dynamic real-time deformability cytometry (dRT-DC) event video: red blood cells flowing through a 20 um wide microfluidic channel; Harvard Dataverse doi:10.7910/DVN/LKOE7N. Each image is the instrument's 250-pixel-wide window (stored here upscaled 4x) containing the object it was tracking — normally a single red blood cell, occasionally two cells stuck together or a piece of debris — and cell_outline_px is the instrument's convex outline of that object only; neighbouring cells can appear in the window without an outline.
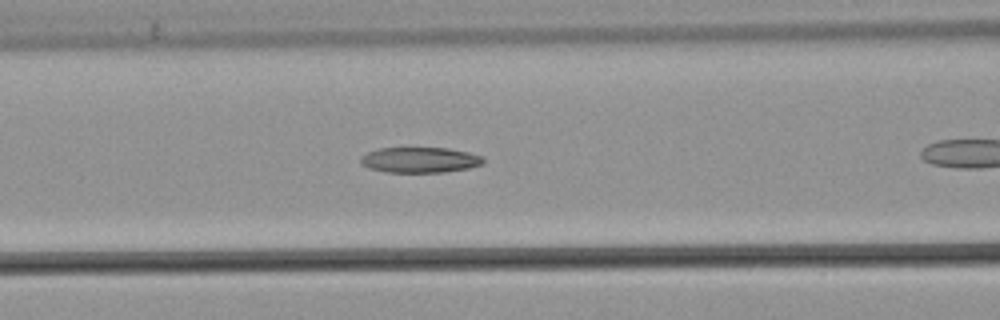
{"species": "common noctule bat (a hibernating species)", "species_latin": "Nyctalus noctula", "temperature_condition": "warm", "stored_images_in_passage": 29, "camera_frame_rate_fps": 3000, "um_per_image_px": 0.085, "animal": {"sex": "male", "body_mass_g": 21.5, "forearm_length_mm": 52.0}, "frame": {"image": 1, "passage_image": 9, "time_ms": 2.667, "image_size_px": [1000, 320], "cell_outline_px": [[484, 164], [468, 168], [444, 172], [388, 172], [368, 168], [360, 164], [360, 156], [368, 152], [380, 148], [448, 148], [468, 152], [484, 156]], "centroid_in_image_um": [35.69, 13.59], "position_along_channel_um": 130.9, "area_um2": 18.32}}
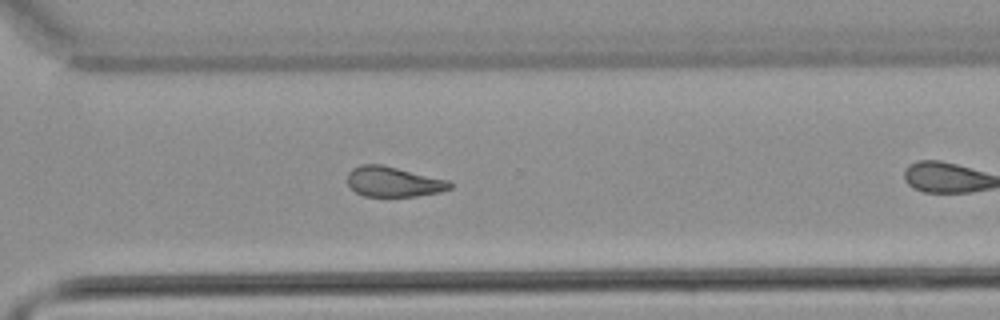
{"frame": {"image": 2, "passage_image": 25, "time_ms": 8.0, "image_size_px": [1000, 320], "cell_outline_px": [[452, 188], [440, 192], [416, 196], [364, 196], [356, 192], [348, 184], [348, 172], [352, 168], [360, 164], [380, 164], [448, 180], [452, 184]], "centroid_in_image_um": [33.43, 15.45], "position_along_channel_um": 337.2, "area_um2": 17.86}}